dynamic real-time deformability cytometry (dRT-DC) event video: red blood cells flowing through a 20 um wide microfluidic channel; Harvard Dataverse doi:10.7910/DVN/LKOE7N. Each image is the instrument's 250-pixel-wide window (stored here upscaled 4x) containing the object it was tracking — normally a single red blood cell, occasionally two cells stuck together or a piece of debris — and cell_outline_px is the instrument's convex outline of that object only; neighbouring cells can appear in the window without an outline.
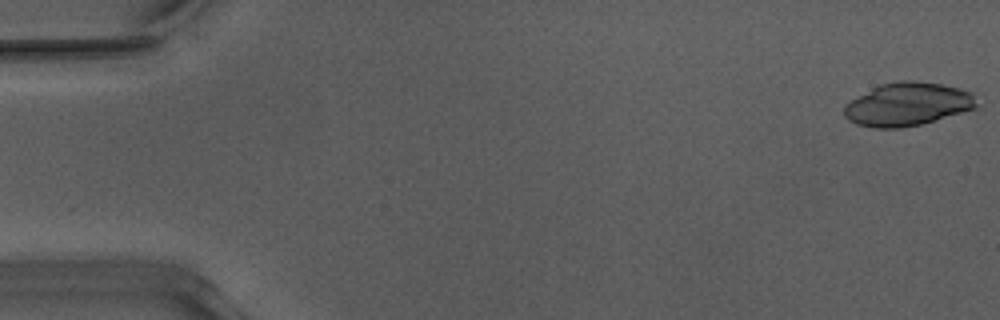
{"species": "Egyptian fruit bat (a non-hibernating species)", "species_latin": "Rousettus aegyptiacus", "temperature_condition": "warm", "stored_images_in_passage": 52, "camera_frame_rate_fps": 3000, "um_per_image_px": 0.085, "animal": {"sex": "male"}, "frame": {"image": 1, "passage_image": 1, "time_ms": 0.0, "image_size_px": [1000, 320], "cell_outline_px": [[980, 104], [976, 108], [920, 124], [900, 128], [872, 128], [856, 124], [848, 120], [844, 116], [844, 108], [852, 100], [880, 84], [900, 80], [904, 80], [940, 84], [960, 88], [972, 92]], "centroid_in_image_um": [77.17, 8.87], "position_along_channel_um": 7.8, "area_um2": 33.12}}
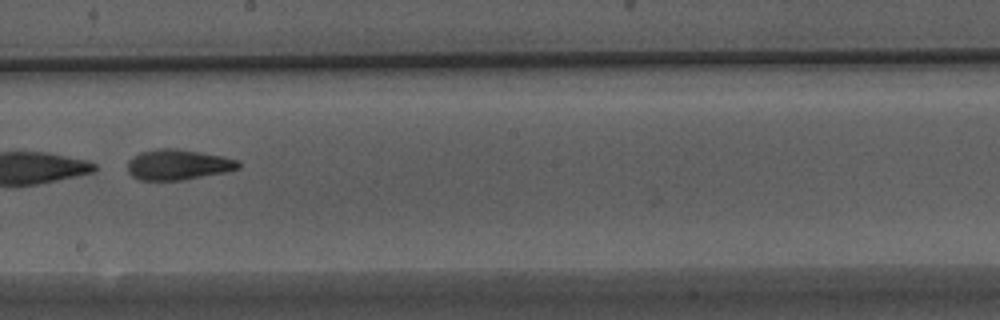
{"frame": {"image": 2, "passage_image": 30, "time_ms": 9.667, "image_size_px": [1000, 320], "cell_outline_px": [[240, 168], [224, 172], [184, 180], [140, 180], [132, 176], [128, 172], [128, 160], [132, 156], [140, 152], [156, 148], [176, 148], [224, 156], [240, 160]], "centroid_in_image_um": [15.13, 13.98], "position_along_channel_um": 233.1, "area_um2": 19.88}}